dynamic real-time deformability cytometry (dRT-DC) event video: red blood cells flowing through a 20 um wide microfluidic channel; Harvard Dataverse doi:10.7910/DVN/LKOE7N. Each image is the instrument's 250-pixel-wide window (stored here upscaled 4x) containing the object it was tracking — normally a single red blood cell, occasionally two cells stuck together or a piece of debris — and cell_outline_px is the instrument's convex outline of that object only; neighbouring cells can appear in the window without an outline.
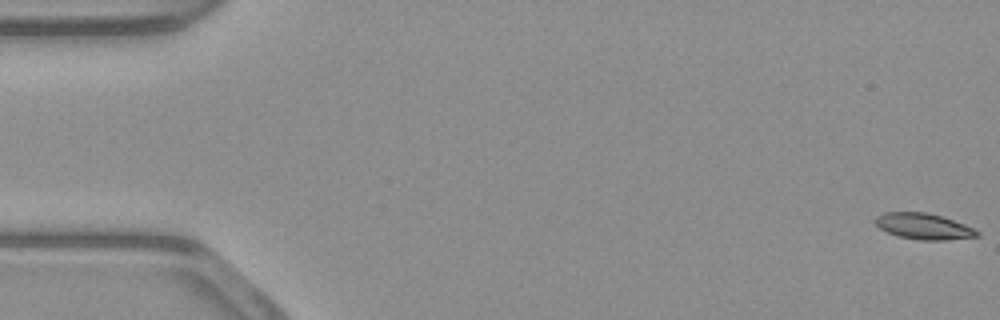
{"species": "common noctule bat (a hibernating species)", "species_latin": "Nyctalus noctula", "temperature_condition": "warm", "stored_images_in_passage": 26, "camera_frame_rate_fps": 3000, "um_per_image_px": 0.085, "animal": {"sex": "male", "body_mass_g": 23.1, "forearm_length_mm": 52.7}, "frame": {"image": 1, "passage_image": 1, "time_ms": 0.0, "image_size_px": [1000, 320], "cell_outline_px": [[980, 236], [944, 240], [920, 240], [900, 236], [888, 232], [880, 228], [876, 224], [876, 216], [884, 212], [924, 212], [940, 216], [964, 224], [980, 232]], "centroid_in_image_um": [78.51, 19.24], "position_along_channel_um": 6.5, "area_um2": 15.14}}
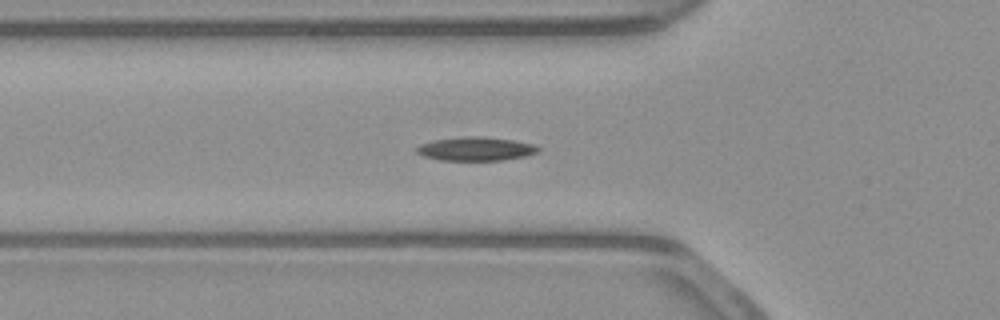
{"frame": {"image": 2, "passage_image": 19, "time_ms": 6.0, "image_size_px": [1000, 320], "cell_outline_px": [[540, 152], [524, 156], [504, 160], [440, 160], [424, 156], [416, 152], [416, 148], [420, 144], [432, 140], [468, 136], [484, 136], [512, 140], [536, 144], [540, 148]], "centroid_in_image_um": [40.47, 12.65], "position_along_channel_um": 85.3, "area_um2": 16.88}}
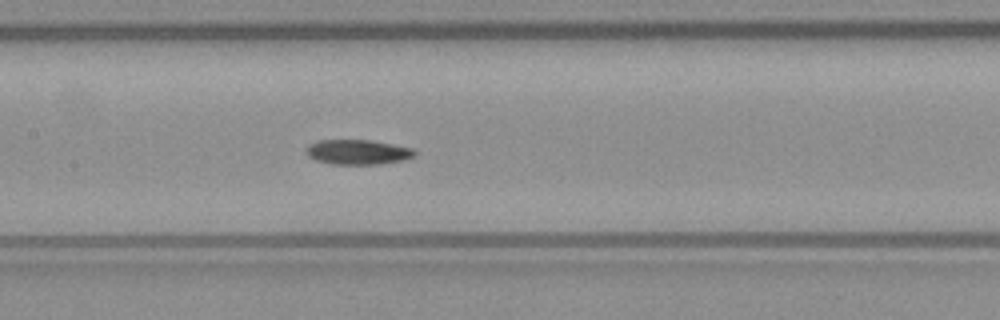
{"frame": {"image": 3, "passage_image": 26, "time_ms": 8.333, "image_size_px": [1000, 320], "cell_outline_px": [[416, 156], [404, 160], [380, 164], [332, 164], [316, 160], [308, 156], [308, 144], [320, 140], [372, 140], [412, 148], [416, 152]], "centroid_in_image_um": [30.45, 12.92], "position_along_channel_um": 177.0, "area_um2": 15.66}}